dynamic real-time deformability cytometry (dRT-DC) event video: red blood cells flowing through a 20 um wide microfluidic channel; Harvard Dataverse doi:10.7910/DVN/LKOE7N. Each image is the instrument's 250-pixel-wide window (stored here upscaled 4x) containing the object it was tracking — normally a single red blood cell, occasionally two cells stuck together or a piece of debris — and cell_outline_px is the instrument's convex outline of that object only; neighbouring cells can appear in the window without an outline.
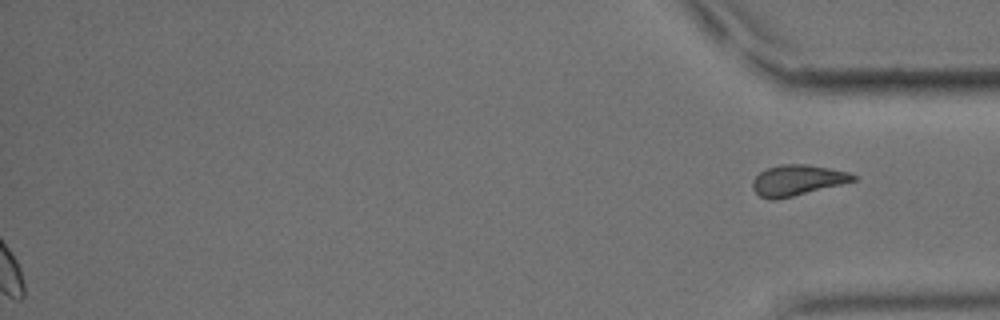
{"species": "common noctule bat (a hibernating species)", "species_latin": "Nyctalus noctula", "temperature_condition": "cold", "stored_images_in_passage": 57, "segment_of_instrument_passage": [2, 2], "camera_frame_rate_fps": 3000, "um_per_image_px": 0.085, "animal": {"sex": "male", "body_mass_g": 15.6}, "frame": {"image": 1, "passage_image": 57, "time_ms": 18.667, "image_size_px": [1000, 320], "cell_outline_px": [[856, 180], [776, 200], [768, 200], [760, 196], [752, 188], [752, 180], [760, 172], [768, 168], [780, 164], [804, 164], [828, 168], [848, 172], [856, 176]], "centroid_in_image_um": [67.72, 15.32], "position_along_channel_um": 367.5, "area_um2": 17.69}}